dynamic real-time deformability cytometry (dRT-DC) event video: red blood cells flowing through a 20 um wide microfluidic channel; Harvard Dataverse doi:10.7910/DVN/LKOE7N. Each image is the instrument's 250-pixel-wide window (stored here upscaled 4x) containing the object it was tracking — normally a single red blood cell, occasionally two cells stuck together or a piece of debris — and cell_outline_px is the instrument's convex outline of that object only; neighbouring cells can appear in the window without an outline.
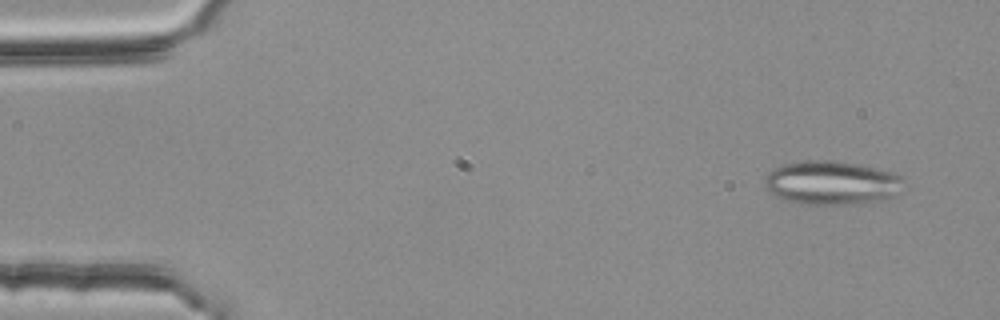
{"species": "common noctule bat (a hibernating species)", "species_latin": "Nyctalus noctula", "temperature_condition": "room temperature", "stored_images_in_passage": 55, "segment_of_instrument_passage": [1, 2], "camera_frame_rate_fps": 3000, "um_per_image_px": 0.085, "animal": {"sex": "female", "body_mass_g": 25.1}, "frame": {"image": 1, "passage_image": 4, "time_ms": 1.0, "image_size_px": [1000, 320], "cell_outline_px": [[904, 180], [900, 192], [896, 196], [880, 200], [852, 204], [800, 204], [784, 200], [776, 196], [764, 184], [764, 176], [772, 168], [784, 164], [808, 160], [832, 160], [856, 164], [892, 172], [900, 176]], "centroid_in_image_um": [70.68, 15.54], "position_along_channel_um": 14.3, "area_um2": 35.49}}